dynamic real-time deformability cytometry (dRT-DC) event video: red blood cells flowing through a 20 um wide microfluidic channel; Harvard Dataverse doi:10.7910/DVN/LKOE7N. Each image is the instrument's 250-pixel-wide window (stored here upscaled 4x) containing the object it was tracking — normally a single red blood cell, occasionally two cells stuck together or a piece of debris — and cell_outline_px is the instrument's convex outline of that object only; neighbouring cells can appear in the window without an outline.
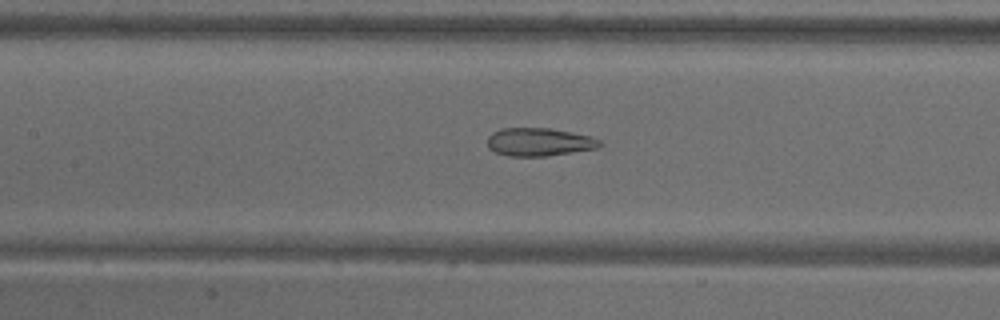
{"species": "common noctule bat (a hibernating species)", "species_latin": "Nyctalus noctula", "temperature_condition": "warm", "stored_images_in_passage": 51, "camera_frame_rate_fps": 3000, "um_per_image_px": 0.085, "animal": {"sex": "male", "body_mass_g": 18.8}, "frame": {"image": 1, "passage_image": 21, "time_ms": 6.667, "image_size_px": [1000, 320], "cell_outline_px": [[604, 144], [600, 148], [548, 156], [508, 156], [496, 152], [488, 148], [488, 136], [492, 132], [500, 128], [548, 128], [572, 132], [592, 136], [600, 140]], "centroid_in_image_um": [45.87, 12.07], "position_along_channel_um": 161.5, "area_um2": 18.67}}
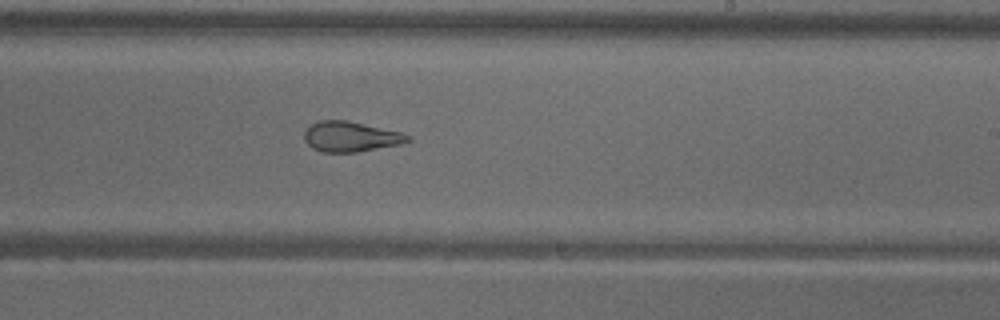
{"frame": {"image": 2, "passage_image": 29, "time_ms": 9.333, "image_size_px": [1000, 320], "cell_outline_px": [[412, 140], [400, 144], [356, 152], [324, 152], [312, 148], [304, 140], [304, 132], [312, 124], [320, 120], [348, 120], [400, 132], [412, 136]], "centroid_in_image_um": [29.81, 11.61], "position_along_channel_um": 259.2, "area_um2": 18.15}}
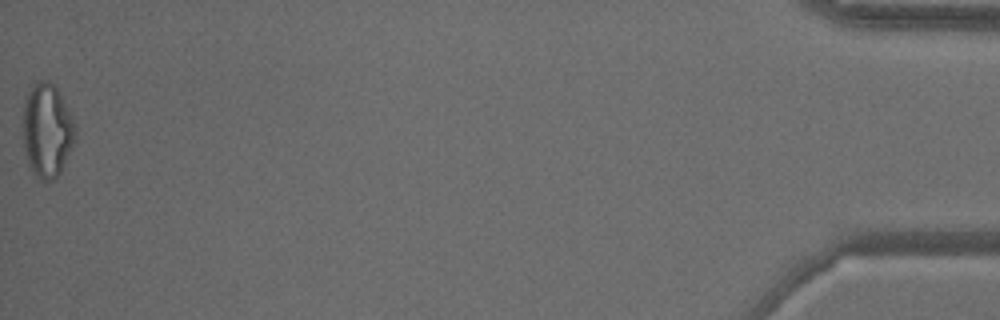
{"frame": {"image": 3, "passage_image": 51, "time_ms": 16.667, "image_size_px": [1000, 320], "cell_outline_px": [[76, 136], [60, 172], [52, 180], [36, 180], [28, 164], [24, 152], [24, 104], [28, 92], [32, 84], [40, 80], [48, 80], [56, 84], [68, 108], [76, 132]], "centroid_in_image_um": [3.99, 11.07], "position_along_channel_um": 431.2, "area_um2": 28.55}, "authors_computed_cell_mechanics": {"area_um2": 23.1778, "velocity_mm_per_s": 3.6759, "shape_relaxation_time_tau1_ms": null, "shape_relaxation_time_tau2_ms": 1.9677, "deformation_change_tau1": null, "deformation_change_tau2": 0.1095}}